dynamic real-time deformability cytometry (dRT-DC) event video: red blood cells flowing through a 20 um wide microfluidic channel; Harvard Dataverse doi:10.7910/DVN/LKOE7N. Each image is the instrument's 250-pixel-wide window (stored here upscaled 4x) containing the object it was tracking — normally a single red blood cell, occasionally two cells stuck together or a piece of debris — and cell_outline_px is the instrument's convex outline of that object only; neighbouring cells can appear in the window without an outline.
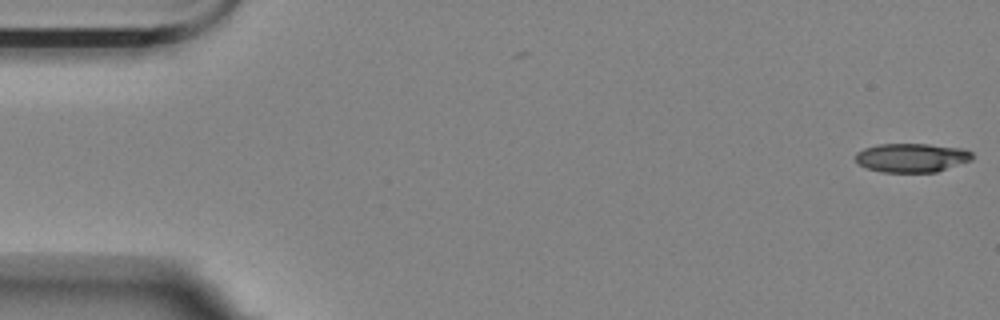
{"species": "Egyptian fruit bat (a non-hibernating species)", "species_latin": "Rousettus aegyptiacus", "temperature_condition": "room temperature", "stored_images_in_passage": 2, "camera_frame_rate_fps": 3000, "um_per_image_px": 0.085, "animal": {"sex": "female"}, "frame": {"image": 1, "passage_image": 2, "time_ms": 0.333, "image_size_px": [1000, 320], "cell_outline_px": [[972, 160], [936, 172], [884, 172], [868, 168], [860, 164], [856, 160], [856, 152], [864, 148], [876, 144], [928, 144], [960, 148], [972, 152]], "centroid_in_image_um": [77.49, 13.4], "position_along_channel_um": 7.5, "area_um2": 19.54}}